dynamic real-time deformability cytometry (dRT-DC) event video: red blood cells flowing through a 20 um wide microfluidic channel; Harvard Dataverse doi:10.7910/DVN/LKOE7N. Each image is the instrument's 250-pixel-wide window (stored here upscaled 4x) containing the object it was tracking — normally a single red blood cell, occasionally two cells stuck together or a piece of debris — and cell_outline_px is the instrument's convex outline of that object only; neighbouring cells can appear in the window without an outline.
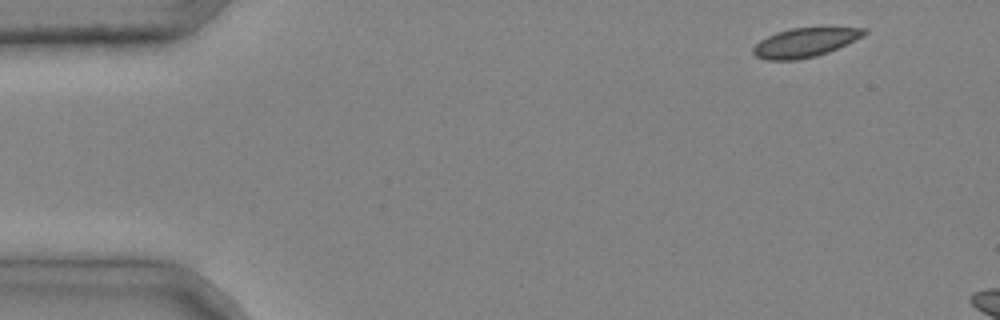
{"species": "common noctule bat (a hibernating species)", "species_latin": "Nyctalus noctula", "temperature_condition": "cold", "stored_images_in_passage": 3, "camera_frame_rate_fps": 3000, "um_per_image_px": 0.085, "animal": {"sex": "male", "body_mass_g": 20.4}, "frame": {"image": 1, "passage_image": 1, "time_ms": 0.0, "image_size_px": [1000, 320], "cell_outline_px": [[868, 32], [864, 36], [828, 52], [816, 56], [796, 60], [764, 60], [756, 56], [752, 52], [752, 48], [760, 40], [776, 32], [792, 28], [868, 28]], "centroid_in_image_um": [68.4, 3.62], "position_along_channel_um": 16.6, "area_um2": 18.73}}